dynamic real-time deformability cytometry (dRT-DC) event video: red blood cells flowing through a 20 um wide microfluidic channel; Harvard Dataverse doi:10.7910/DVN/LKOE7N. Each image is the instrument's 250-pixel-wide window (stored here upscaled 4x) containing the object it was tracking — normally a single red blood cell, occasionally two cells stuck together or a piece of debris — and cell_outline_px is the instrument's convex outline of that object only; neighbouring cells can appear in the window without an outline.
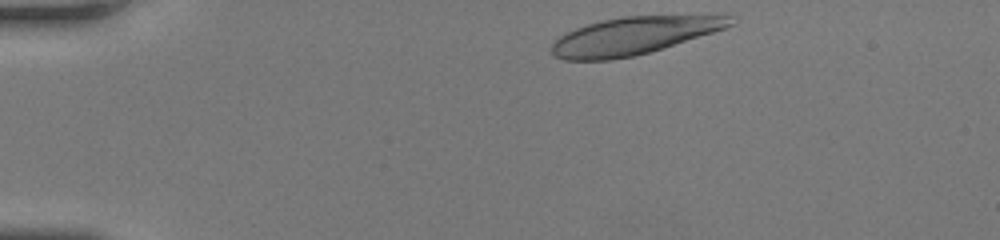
{"species": "human", "species_latin": "Homo sapiens", "temperature_condition": "room temperature", "stored_images_in_passage": 35, "camera_frame_rate_fps": 3000, "um_per_image_px": 0.085, "donor": {"sex": "female"}, "frame": {"image": 1, "passage_image": 1, "time_ms": 0.0, "image_size_px": [1000, 240], "cell_outline_px": [[736, 24], [712, 32], [648, 52], [632, 56], [608, 60], [564, 60], [556, 56], [552, 52], [552, 44], [560, 36], [576, 28], [588, 24], [620, 16], [728, 16]], "centroid_in_image_um": [53.8, 3.04], "position_along_channel_um": 31.2, "area_um2": 38.03}}
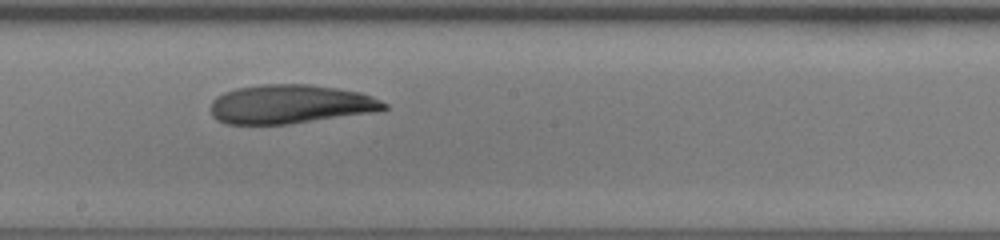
{"frame": {"image": 2, "passage_image": 20, "time_ms": 6.333, "image_size_px": [1000, 240], "cell_outline_px": [[388, 108], [376, 112], [288, 124], [224, 124], [216, 120], [212, 116], [212, 100], [216, 96], [224, 92], [236, 88], [264, 84], [308, 84], [336, 88], [360, 92], [372, 96], [388, 104]], "centroid_in_image_um": [24.68, 8.86], "position_along_channel_um": 223.5, "area_um2": 39.48}}
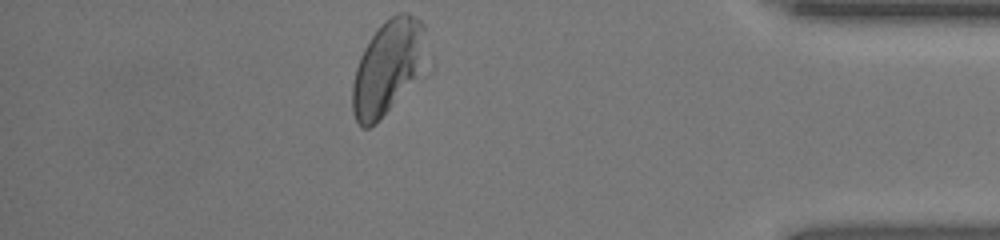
{"frame": {"image": 3, "passage_image": 35, "time_ms": 11.333, "image_size_px": [1000, 240], "cell_outline_px": [[424, 64], [376, 124], [368, 128], [360, 128], [352, 112], [352, 84], [356, 68], [360, 56], [364, 48], [372, 36], [384, 20], [400, 12], [408, 12], [420, 20], [424, 24]], "centroid_in_image_um": [32.89, 5.69], "position_along_channel_um": 402.3, "area_um2": 39.3}, "authors_computed_cell_mechanics": {"area_um2": 39.6508, "velocity_mm_per_s": 4.2461, "shape_relaxation_time_tau1_ms": null, "shape_relaxation_time_tau2_ms": 5.0301, "deformation_change_tau1": null, "deformation_change_tau2": 0.1246}}